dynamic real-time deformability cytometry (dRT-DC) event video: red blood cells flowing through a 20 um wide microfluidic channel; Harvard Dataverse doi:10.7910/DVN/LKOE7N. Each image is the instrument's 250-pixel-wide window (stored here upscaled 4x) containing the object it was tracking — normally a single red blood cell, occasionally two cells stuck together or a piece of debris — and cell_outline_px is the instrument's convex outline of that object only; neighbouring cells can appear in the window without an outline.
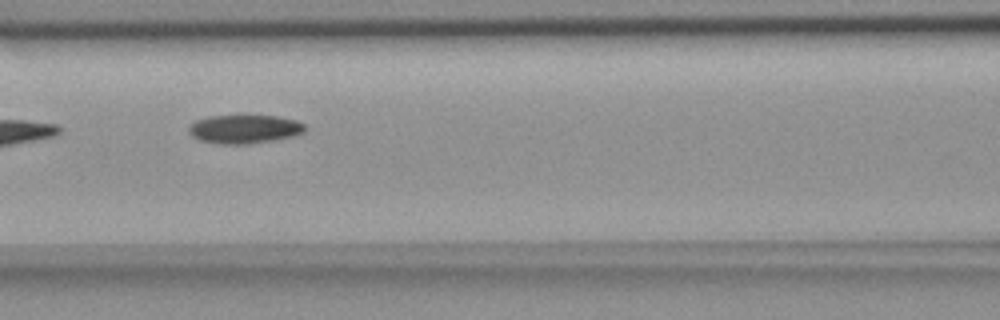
{"species": "common noctule bat (a hibernating species)", "species_latin": "Nyctalus noctula", "temperature_condition": "room temperature", "stored_images_in_passage": 13, "camera_frame_rate_fps": 3000, "um_per_image_px": 0.085, "animal": {"sex": "female", "body_mass_g": 18.4}, "frame": {"image": 1, "passage_image": 6, "time_ms": 7.0, "image_size_px": [1000, 320], "cell_outline_px": [[304, 132], [296, 136], [272, 140], [244, 144], [220, 144], [200, 140], [192, 136], [188, 132], [188, 124], [196, 120], [208, 116], [240, 112], [276, 116], [296, 120], [304, 124]], "centroid_in_image_um": [20.73, 10.91], "position_along_channel_um": 145.9, "area_um2": 20.35}}
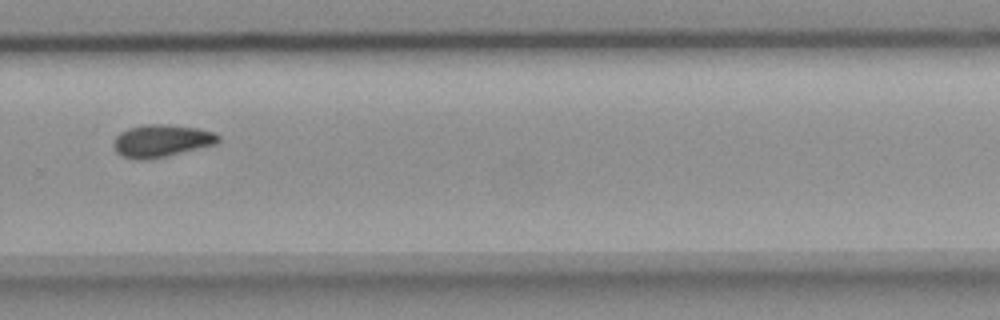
{"frame": {"image": 2, "passage_image": 10, "time_ms": 11.667, "image_size_px": [1000, 320], "cell_outline_px": [[220, 140], [216, 144], [164, 156], [144, 160], [140, 160], [124, 156], [116, 152], [116, 136], [120, 132], [128, 128], [140, 124], [168, 124], [196, 128], [212, 132], [220, 136]], "centroid_in_image_um": [13.74, 11.94], "position_along_channel_um": 316.1, "area_um2": 19.42}}
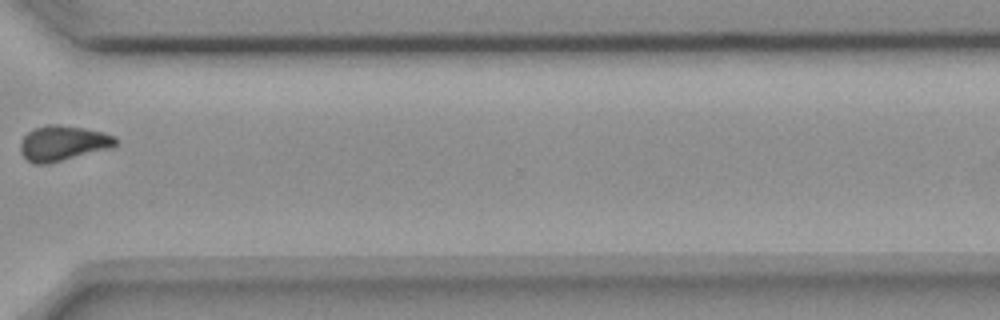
{"frame": {"image": 3, "passage_image": 11, "time_ms": 13.0, "image_size_px": [1000, 320], "cell_outline_px": [[120, 140], [112, 148], [48, 164], [32, 164], [20, 152], [20, 140], [28, 132], [36, 128], [48, 124], [56, 124], [84, 128], [104, 132], [116, 136]], "centroid_in_image_um": [5.38, 12.18], "position_along_channel_um": 365.2, "area_um2": 19.77}, "authors_computed_cell_mechanics": {"area_um2": 19.941, "velocity_mm_per_s": 3.6538, "shape_relaxation_time_tau1_ms": 5.9778, "shape_relaxation_time_tau2_ms": null, "deformation_change_tau1": 0.1141, "deformation_change_tau2": null}}